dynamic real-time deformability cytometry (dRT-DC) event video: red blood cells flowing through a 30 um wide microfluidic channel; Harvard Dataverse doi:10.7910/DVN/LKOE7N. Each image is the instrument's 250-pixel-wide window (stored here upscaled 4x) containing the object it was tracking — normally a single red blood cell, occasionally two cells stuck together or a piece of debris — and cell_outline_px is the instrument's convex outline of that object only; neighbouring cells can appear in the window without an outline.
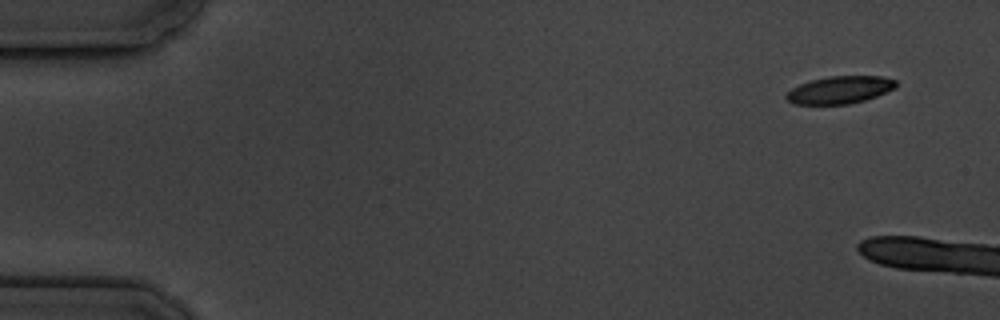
{"species": "common noctule bat (a hibernating species)", "species_latin": "Nyctalus noctula", "temperature_condition": "cold", "stored_images_in_passage": 4, "camera_frame_rate_fps": 3000, "um_per_image_px": 0.085, "animal": {"sex": "male", "body_mass_g": 19.5, "forearm_length_mm": 54.6}, "frame": {"image": 1, "passage_image": 1, "time_ms": 0.0, "image_size_px": [1000, 320], "cell_outline_px": [[896, 88], [876, 96], [864, 100], [848, 104], [792, 104], [784, 96], [792, 88], [800, 84], [812, 80], [828, 76], [880, 76], [896, 80]], "centroid_in_image_um": [71.38, 7.64], "position_along_channel_um": 13.6, "area_um2": 17.46}}